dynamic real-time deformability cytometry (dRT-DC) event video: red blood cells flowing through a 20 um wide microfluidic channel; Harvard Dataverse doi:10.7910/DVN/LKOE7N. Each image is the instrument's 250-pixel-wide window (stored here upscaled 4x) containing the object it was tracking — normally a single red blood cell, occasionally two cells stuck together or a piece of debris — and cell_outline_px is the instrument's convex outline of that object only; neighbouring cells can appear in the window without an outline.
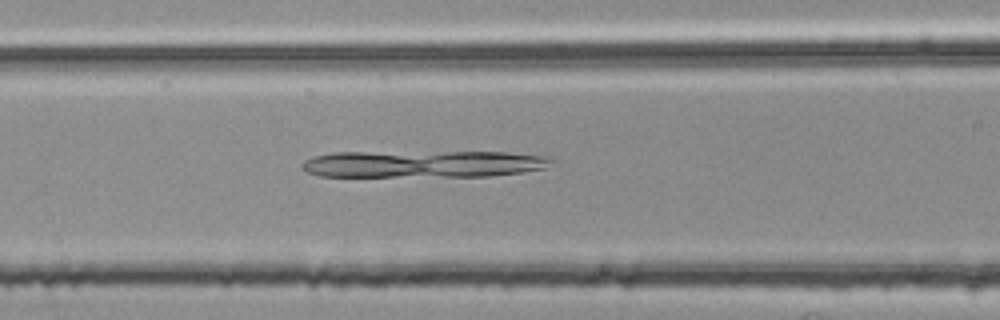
{"species": "common noctule bat (a hibernating species)", "species_latin": "Nyctalus noctula", "temperature_condition": "room temperature", "stored_images_in_passage": 42, "camera_frame_rate_fps": 3000, "um_per_image_px": 0.085, "animal": {"sex": "female", "body_mass_g": 25.1}, "frame": {"image": 1, "passage_image": 11, "time_ms": 3.333, "image_size_px": [1000, 320], "cell_outline_px": [[552, 160], [544, 168], [524, 172], [488, 176], [320, 176], [308, 172], [300, 164], [304, 160], [312, 156], [332, 152], [504, 152], [544, 156]], "centroid_in_image_um": [35.9, 13.93], "position_along_channel_um": 130.7, "area_um2": 39.13}}
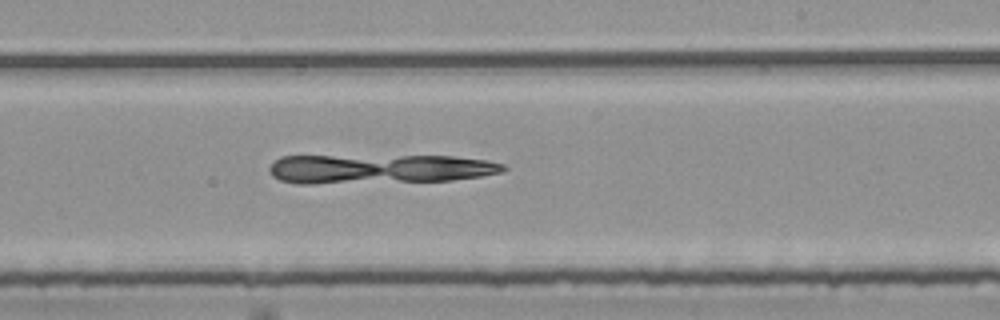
{"frame": {"image": 2, "passage_image": 21, "time_ms": 6.667, "image_size_px": [1000, 320], "cell_outline_px": [[508, 168], [500, 172], [480, 176], [452, 180], [312, 184], [300, 184], [280, 180], [272, 176], [268, 168], [280, 156], [452, 156], [488, 160], [504, 164]], "centroid_in_image_um": [32.22, 14.35], "position_along_channel_um": 256.8, "area_um2": 40.06}}
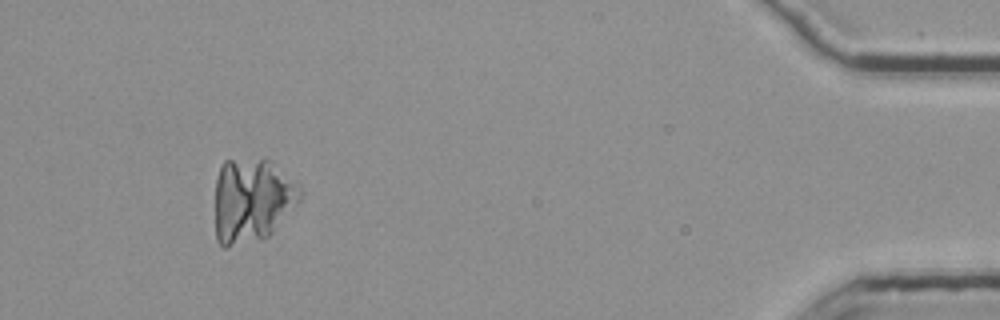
{"frame": {"image": 3, "passage_image": 39, "time_ms": 12.667, "image_size_px": [1000, 320], "cell_outline_px": [[304, 192], [272, 232], [268, 236], [260, 240], [224, 248], [216, 240], [216, 180], [220, 168], [224, 160], [264, 156], [272, 160]], "centroid_in_image_um": [21.39, 16.98], "position_along_channel_um": 413.8, "area_um2": 41.85}}